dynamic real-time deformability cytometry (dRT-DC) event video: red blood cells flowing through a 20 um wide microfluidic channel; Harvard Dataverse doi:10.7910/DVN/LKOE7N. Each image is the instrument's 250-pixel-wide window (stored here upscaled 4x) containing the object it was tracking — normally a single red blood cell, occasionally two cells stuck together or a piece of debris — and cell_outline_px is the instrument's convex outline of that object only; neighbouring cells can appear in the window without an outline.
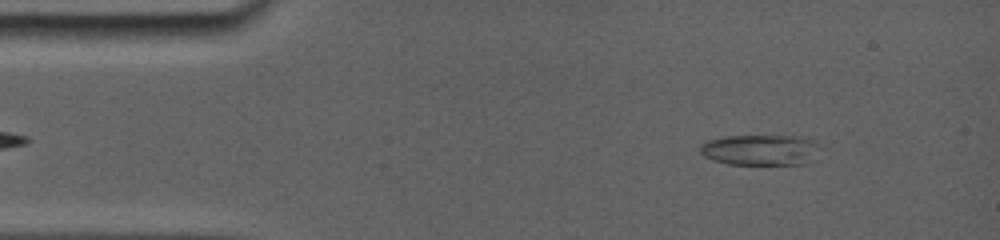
{"species": "common noctule bat (a hibernating species)", "species_latin": "Nyctalus noctula", "temperature_condition": "room temperature", "stored_images_in_passage": 31, "camera_frame_rate_fps": 5000, "um_per_image_px": 0.085, "animal": {"sex": "female", "body_mass_g": 19.0, "forearm_length_mm": 56.7}, "frame": {"image": 1, "passage_image": 4, "time_ms": 1.4, "image_size_px": [1000, 240], "cell_outline_px": [[788, 164], [728, 164], [716, 160], [708, 156], [704, 152], [704, 144], [716, 140], [732, 136], [776, 136], [788, 140]], "centroid_in_image_um": [63.67, 12.76], "position_along_channel_um": 21.3, "area_um2": 15.26}}
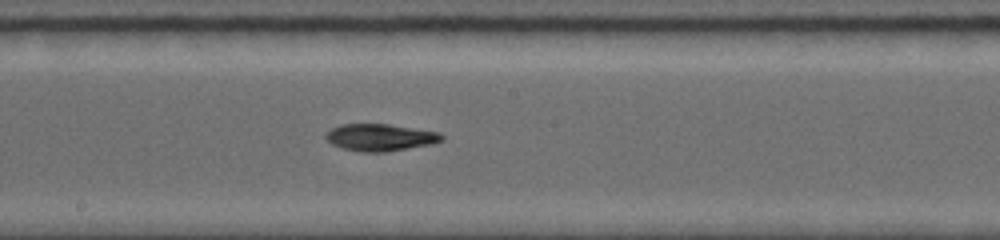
{"frame": {"image": 2, "passage_image": 16, "time_ms": 8.2, "image_size_px": [1000, 240], "cell_outline_px": [[444, 140], [428, 144], [384, 152], [360, 152], [344, 148], [332, 144], [324, 136], [332, 128], [340, 124], [388, 124], [440, 132], [444, 136]], "centroid_in_image_um": [32.31, 11.67], "position_along_channel_um": 215.9, "area_um2": 18.03}}
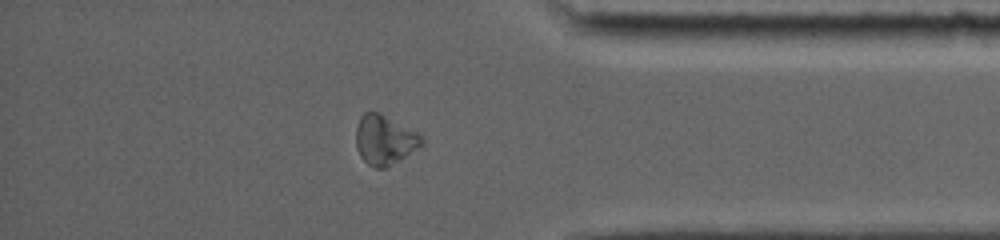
{"frame": {"image": 3, "passage_image": 26, "time_ms": 13.2, "image_size_px": [1000, 240], "cell_outline_px": [[424, 144], [384, 168], [376, 168], [368, 164], [360, 156], [356, 148], [356, 128], [360, 116], [364, 112], [380, 112], [416, 132], [424, 140]], "centroid_in_image_um": [32.65, 11.87], "position_along_channel_um": 402.5, "area_um2": 18.67}, "authors_computed_cell_mechanics": {"area_um2": 17.8024, "velocity_mm_per_s": 3.8803, "shape_relaxation_time_tau1_ms": 9.0628, "shape_relaxation_time_tau2_ms": null, "deformation_change_tau1": 0.2276, "deformation_change_tau2": null}}